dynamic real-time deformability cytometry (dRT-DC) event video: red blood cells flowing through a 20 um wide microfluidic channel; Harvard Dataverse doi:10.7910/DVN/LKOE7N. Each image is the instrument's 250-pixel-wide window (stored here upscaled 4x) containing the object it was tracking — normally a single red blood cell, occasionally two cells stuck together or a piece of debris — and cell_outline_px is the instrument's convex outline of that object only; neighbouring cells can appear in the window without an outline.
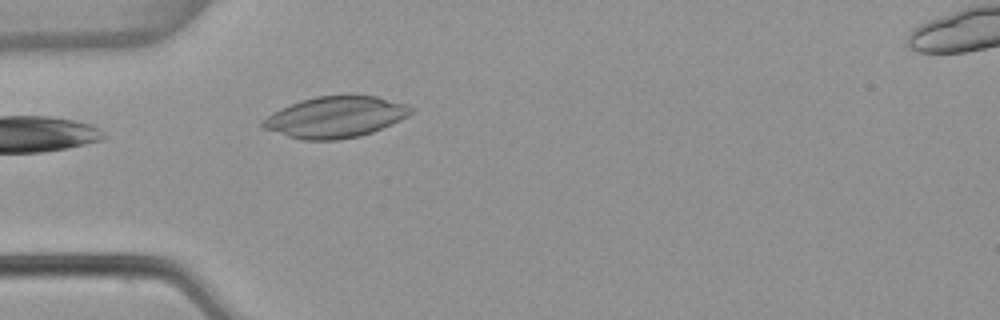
{"species": "common noctule bat (a hibernating species)", "species_latin": "Nyctalus noctula", "temperature_condition": "warm", "stored_images_in_passage": 2, "camera_frame_rate_fps": 3000, "um_per_image_px": 0.085, "animal": {"sex": "female", "body_mass_g": 22.7, "forearm_length_mm": 54.2}, "frame": {"image": 1, "passage_image": 1, "time_ms": 0.0, "image_size_px": [1000, 320], "cell_outline_px": [[416, 108], [408, 116], [400, 120], [372, 132], [360, 136], [336, 140], [304, 140], [288, 136], [264, 128], [260, 124], [268, 116], [280, 108], [300, 100], [316, 96], [376, 96], [408, 104]], "centroid_in_image_um": [28.55, 9.95], "position_along_channel_um": 56.5, "area_um2": 35.32}}